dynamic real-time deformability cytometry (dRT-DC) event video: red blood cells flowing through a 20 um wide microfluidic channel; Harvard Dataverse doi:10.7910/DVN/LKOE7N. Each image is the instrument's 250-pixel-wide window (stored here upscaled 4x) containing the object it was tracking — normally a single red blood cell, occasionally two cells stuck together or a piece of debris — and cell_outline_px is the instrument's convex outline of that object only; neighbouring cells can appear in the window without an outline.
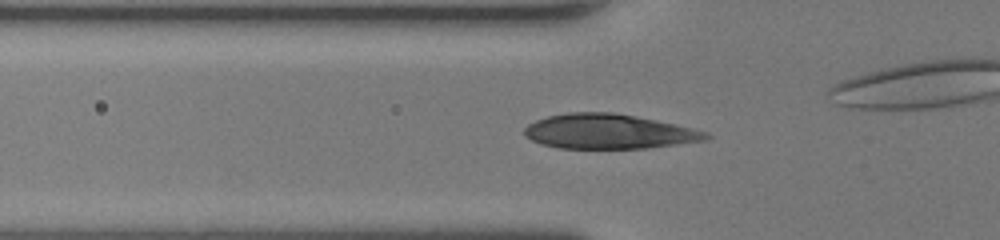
{"species": "human", "species_latin": "Homo sapiens", "temperature_condition": "room temperature", "stored_images_in_passage": 38, "camera_frame_rate_fps": 3000, "um_per_image_px": 0.085, "donor": {"sex": "female"}, "frame": {"image": 1, "passage_image": 15, "time_ms": 4.667, "image_size_px": [1000, 240], "cell_outline_px": [[712, 136], [708, 140], [648, 148], [560, 148], [540, 144], [524, 136], [524, 128], [528, 124], [536, 120], [548, 116], [568, 112], [612, 112], [636, 116], [656, 120], [692, 128], [708, 132]], "centroid_in_image_um": [51.74, 11.18], "position_along_channel_um": 74.1, "area_um2": 36.82}}
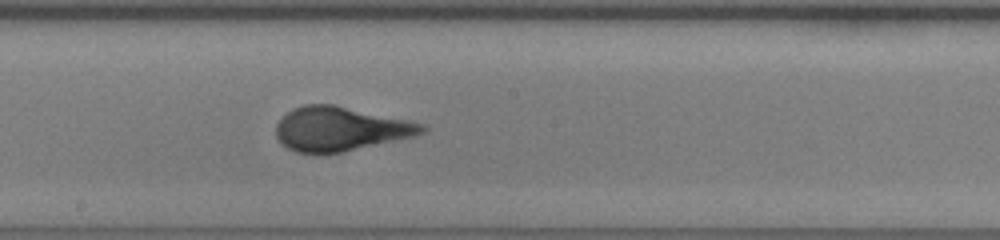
{"frame": {"image": 2, "passage_image": 25, "time_ms": 8.0, "image_size_px": [1000, 240], "cell_outline_px": [[428, 128], [424, 132], [416, 136], [344, 152], [316, 156], [296, 152], [288, 148], [276, 136], [276, 124], [292, 108], [304, 104], [332, 104], [408, 120], [424, 124]], "centroid_in_image_um": [28.92, 10.98], "position_along_channel_um": 219.3, "area_um2": 37.92}}
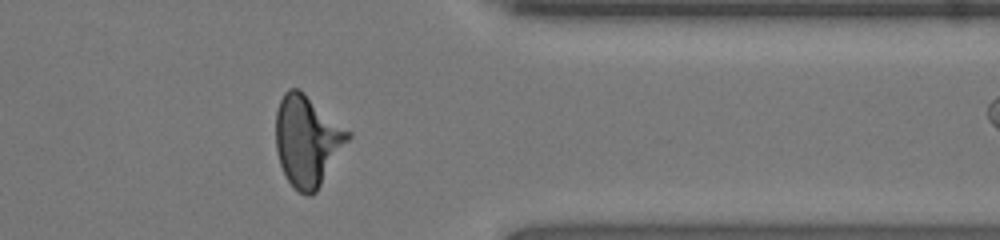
{"frame": {"image": 3, "passage_image": 37, "time_ms": 12.0, "image_size_px": [1000, 240], "cell_outline_px": [[352, 136], [316, 192], [308, 196], [300, 192], [288, 180], [280, 164], [276, 148], [276, 112], [280, 100], [284, 92], [288, 88], [300, 88], [352, 132]], "centroid_in_image_um": [26.14, 11.91], "position_along_channel_um": 385.3, "area_um2": 38.26}}